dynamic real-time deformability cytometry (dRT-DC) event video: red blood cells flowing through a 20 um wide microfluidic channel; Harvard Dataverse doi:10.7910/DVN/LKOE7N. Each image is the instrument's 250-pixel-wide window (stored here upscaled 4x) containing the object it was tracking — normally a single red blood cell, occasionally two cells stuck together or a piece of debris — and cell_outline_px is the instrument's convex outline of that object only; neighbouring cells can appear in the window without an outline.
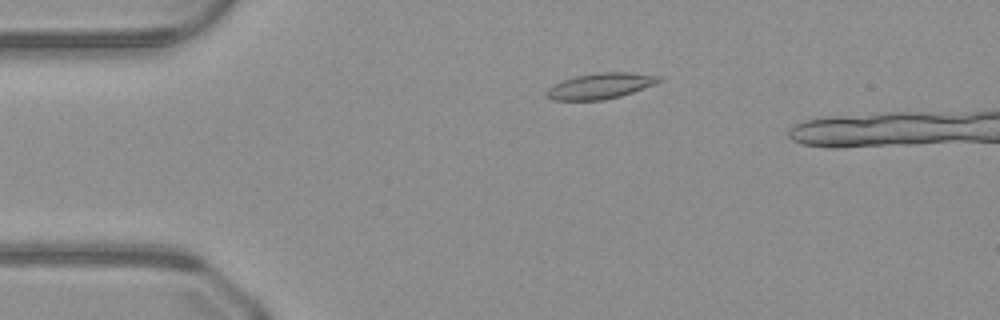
{"species": "common noctule bat (a hibernating species)", "species_latin": "Nyctalus noctula", "temperature_condition": "warm", "stored_images_in_passage": 39, "camera_frame_rate_fps": 3000, "um_per_image_px": 0.085, "animal": {"sex": "male", "body_mass_g": 23.1, "forearm_length_mm": 52.7}, "frame": {"image": 1, "passage_image": 5, "time_ms": 1.333, "image_size_px": [1000, 320], "cell_outline_px": [[664, 80], [656, 84], [620, 96], [604, 100], [552, 100], [544, 96], [544, 92], [552, 84], [576, 76], [600, 72], [628, 72], [660, 76]], "centroid_in_image_um": [51.01, 7.31], "position_along_channel_um": 34.0, "area_um2": 16.99}}
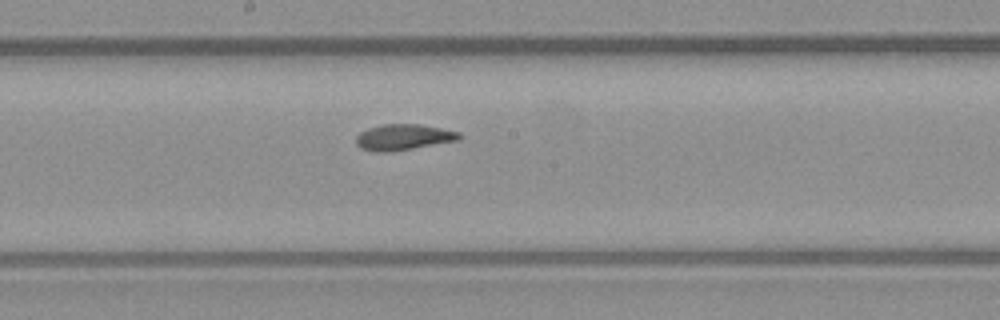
{"frame": {"image": 2, "passage_image": 21, "time_ms": 6.667, "image_size_px": [1000, 320], "cell_outline_px": [[464, 136], [460, 140], [392, 152], [372, 152], [360, 148], [356, 144], [356, 136], [360, 132], [368, 128], [380, 124], [420, 124], [460, 132]], "centroid_in_image_um": [34.29, 11.67], "position_along_channel_um": 213.9, "area_um2": 15.9}}
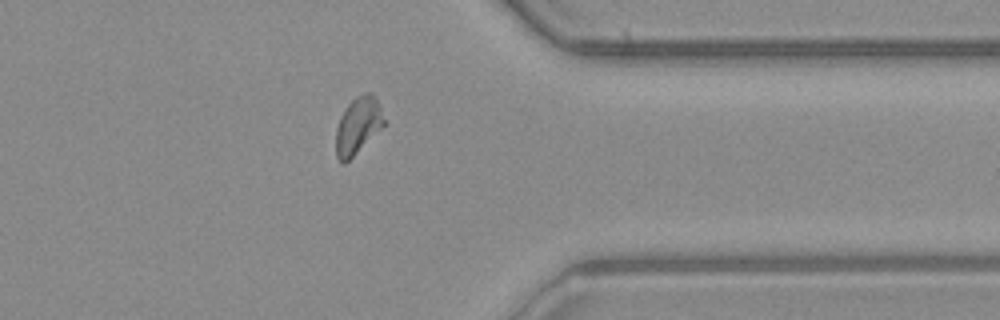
{"frame": {"image": 3, "passage_image": 34, "time_ms": 11.0, "image_size_px": [1000, 320], "cell_outline_px": [[384, 124], [344, 164], [336, 156], [336, 128], [340, 116], [348, 104], [356, 96], [364, 92], [372, 92], [376, 96], [384, 120]], "centroid_in_image_um": [30.4, 10.62], "position_along_channel_um": 381.0, "area_um2": 15.49}}